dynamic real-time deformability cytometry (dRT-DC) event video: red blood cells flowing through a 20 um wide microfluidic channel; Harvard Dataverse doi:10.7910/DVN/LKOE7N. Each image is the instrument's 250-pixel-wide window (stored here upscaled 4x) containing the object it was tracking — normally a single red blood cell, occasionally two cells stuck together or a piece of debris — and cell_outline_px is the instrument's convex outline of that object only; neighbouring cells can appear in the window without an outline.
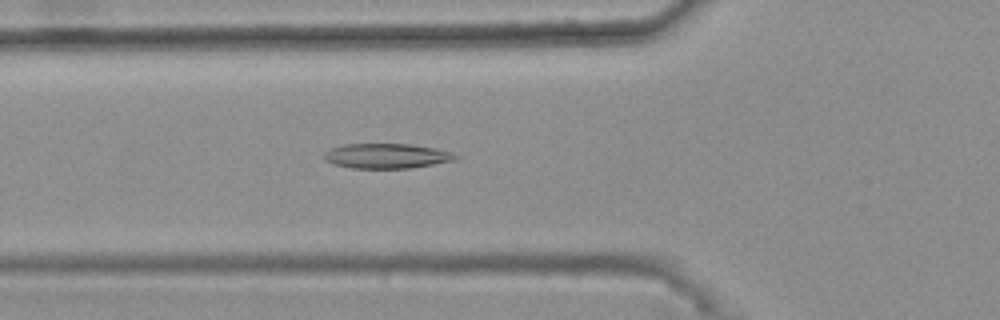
{"species": "common noctule bat (a hibernating species)", "species_latin": "Nyctalus noctula", "temperature_condition": "warm", "stored_images_in_passage": 32, "camera_frame_rate_fps": 3000, "um_per_image_px": 0.085, "animal": {"sex": "female", "body_mass_g": 25.1}, "frame": {"image": 1, "passage_image": 4, "time_ms": 1.0, "image_size_px": [1000, 320], "cell_outline_px": [[460, 156], [452, 160], [412, 168], [352, 168], [336, 164], [324, 160], [324, 152], [332, 148], [344, 144], [412, 144], [432, 148], [448, 152]], "centroid_in_image_um": [32.81, 13.25], "position_along_channel_um": 93.0, "area_um2": 18.73}}
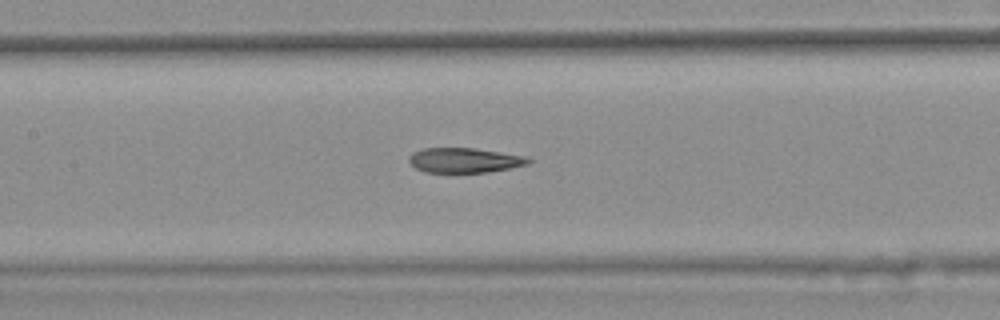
{"frame": {"image": 2, "passage_image": 10, "time_ms": 3.0, "image_size_px": [1000, 320], "cell_outline_px": [[532, 160], [528, 164], [488, 172], [424, 172], [416, 168], [408, 160], [408, 156], [412, 152], [424, 148], [472, 148], [500, 152], [524, 156]], "centroid_in_image_um": [39.44, 13.62], "position_along_channel_um": 168.0, "area_um2": 17.11}}
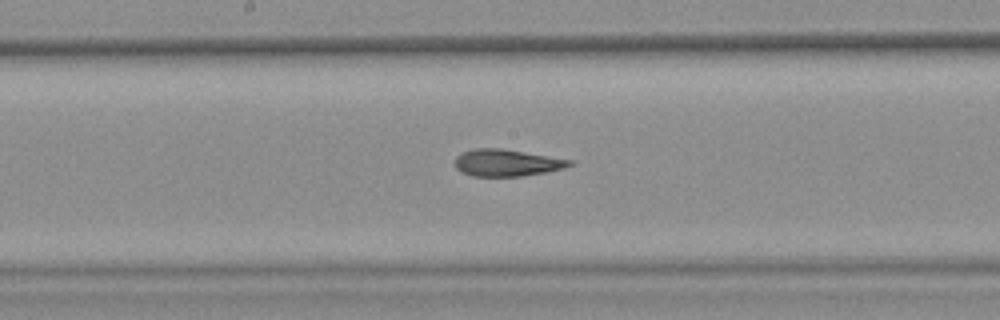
{"frame": {"image": 3, "passage_image": 13, "time_ms": 4.0, "image_size_px": [1000, 320], "cell_outline_px": [[572, 164], [564, 168], [548, 172], [520, 176], [472, 176], [460, 172], [456, 168], [456, 156], [464, 152], [476, 148], [500, 148], [572, 160]], "centroid_in_image_um": [43.06, 13.84], "position_along_channel_um": 205.1, "area_um2": 17.8}, "authors_computed_cell_mechanics": {"area_um2": 18.2359, "velocity_mm_per_s": 3.7265, "shape_relaxation_time_tau1_ms": null, "shape_relaxation_time_tau2_ms": 2.5591, "deformation_change_tau1": null, "deformation_change_tau2": 0.1163}}